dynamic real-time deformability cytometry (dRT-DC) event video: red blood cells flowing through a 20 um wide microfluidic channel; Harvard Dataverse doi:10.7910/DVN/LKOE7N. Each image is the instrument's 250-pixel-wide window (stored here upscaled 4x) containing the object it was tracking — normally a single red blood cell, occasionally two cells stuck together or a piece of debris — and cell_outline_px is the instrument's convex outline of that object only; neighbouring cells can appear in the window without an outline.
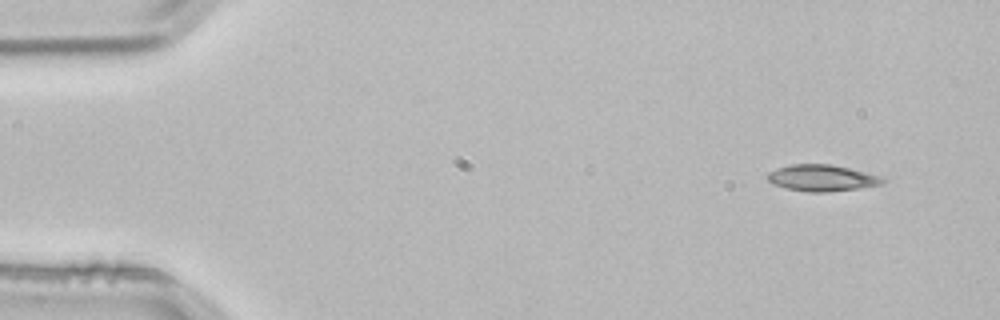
{"species": "common noctule bat (a hibernating species)", "species_latin": "Nyctalus noctula", "temperature_condition": "room temperature", "stored_images_in_passage": 4, "segment_of_instrument_passage": [2, 2], "camera_frame_rate_fps": 3000, "um_per_image_px": 0.085, "animal": {"sex": "male", "body_mass_g": 21.5, "forearm_length_mm": 52.0}, "frame": {"image": 1, "passage_image": 4, "time_ms": 1.0, "image_size_px": [1000, 320], "cell_outline_px": [[888, 180], [884, 184], [860, 188], [828, 192], [808, 192], [784, 188], [772, 184], [768, 180], [768, 172], [776, 168], [792, 164], [828, 164], [848, 168], [880, 176]], "centroid_in_image_um": [69.86, 15.14], "position_along_channel_um": 15.1, "area_um2": 17.8}}